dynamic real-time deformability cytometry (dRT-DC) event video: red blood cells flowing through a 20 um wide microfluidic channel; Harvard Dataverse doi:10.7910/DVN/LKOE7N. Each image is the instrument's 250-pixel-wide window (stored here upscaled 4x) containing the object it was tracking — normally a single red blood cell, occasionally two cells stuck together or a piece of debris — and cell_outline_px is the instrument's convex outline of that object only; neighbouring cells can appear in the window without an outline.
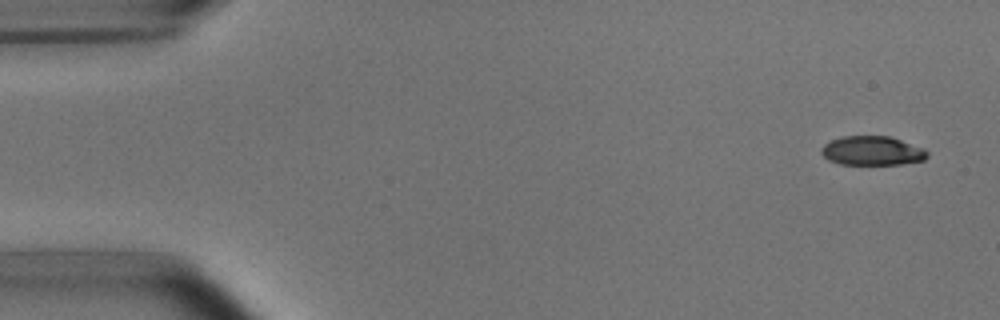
{"species": "common noctule bat (a hibernating species)", "species_latin": "Nyctalus noctula", "temperature_condition": "room temperature", "stored_images_in_passage": 6, "camera_frame_rate_fps": 3000, "um_per_image_px": 0.085, "animal": {"sex": "male", "body_mass_g": 15.6}, "frame": {"image": 1, "passage_image": 1, "time_ms": 0.0, "image_size_px": [1000, 320], "cell_outline_px": [[928, 156], [924, 160], [904, 164], [840, 164], [828, 160], [820, 152], [820, 148], [824, 144], [832, 140], [844, 136], [888, 136], [924, 148], [928, 152]], "centroid_in_image_um": [74.13, 12.82], "position_along_channel_um": 10.9, "area_um2": 17.98}}
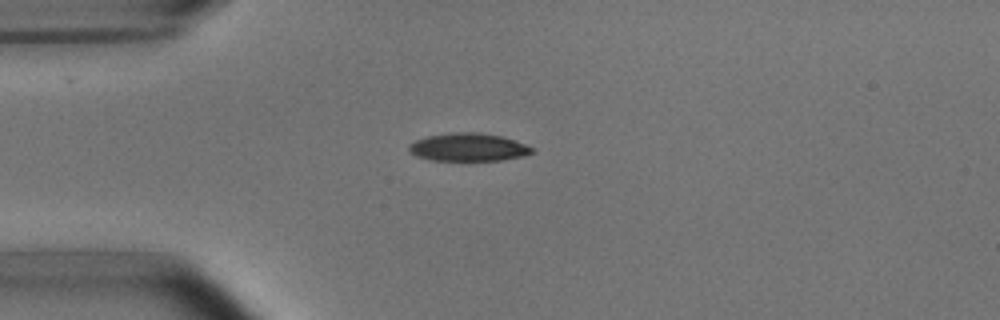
{"frame": {"image": 2, "passage_image": 4, "time_ms": 3.667, "image_size_px": [1000, 320], "cell_outline_px": [[536, 152], [524, 156], [500, 160], [428, 160], [416, 156], [408, 152], [408, 144], [416, 140], [428, 136], [452, 132], [480, 132], [500, 136], [524, 144], [532, 148]], "centroid_in_image_um": [39.76, 12.51], "position_along_channel_um": 45.2, "area_um2": 20.06}}